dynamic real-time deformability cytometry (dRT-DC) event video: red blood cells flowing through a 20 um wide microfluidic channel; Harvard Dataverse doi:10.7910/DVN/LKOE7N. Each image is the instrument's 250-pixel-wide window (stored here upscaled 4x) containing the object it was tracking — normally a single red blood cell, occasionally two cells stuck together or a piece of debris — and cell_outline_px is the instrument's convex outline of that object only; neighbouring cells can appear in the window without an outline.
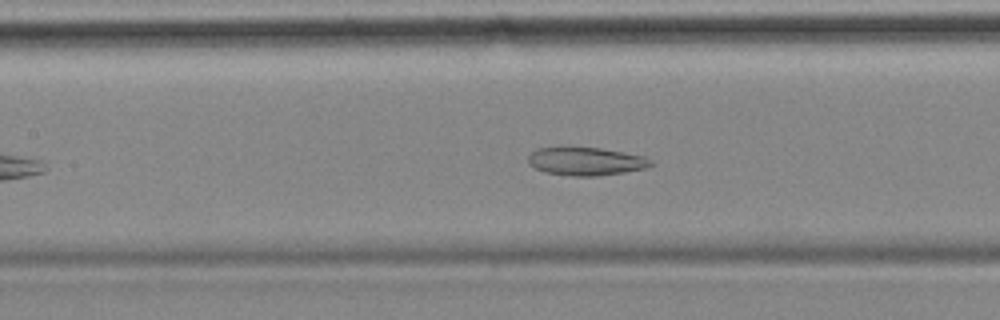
{"species": "common noctule bat (a hibernating species)", "species_latin": "Nyctalus noctula", "temperature_condition": "cold", "stored_images_in_passage": 40, "camera_frame_rate_fps": 3000, "um_per_image_px": 0.085, "animal": {"sex": "female", "body_mass_g": 18.4}, "frame": {"image": 1, "passage_image": 17, "time_ms": 5.333, "image_size_px": [1000, 320], "cell_outline_px": [[656, 164], [644, 168], [624, 172], [596, 176], [572, 176], [544, 172], [528, 164], [528, 156], [536, 148], [564, 144], [568, 144], [600, 148], [644, 156], [652, 160]], "centroid_in_image_um": [49.74, 13.66], "position_along_channel_um": 157.7, "area_um2": 20.92}}
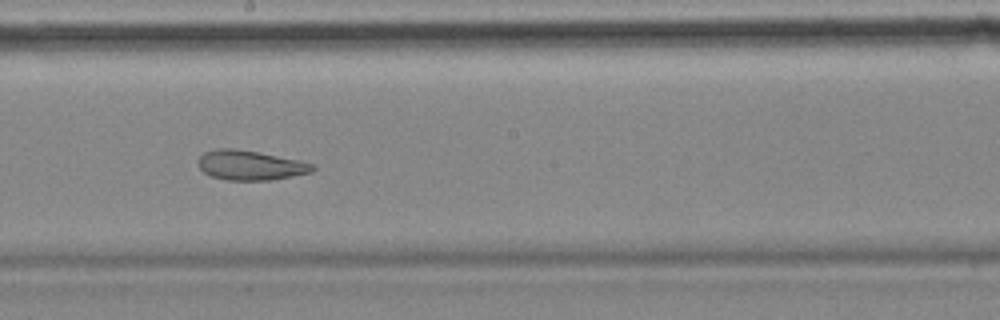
{"frame": {"image": 2, "passage_image": 23, "time_ms": 7.333, "image_size_px": [1000, 320], "cell_outline_px": [[316, 168], [312, 172], [272, 180], [228, 180], [212, 176], [204, 172], [200, 168], [196, 160], [204, 152], [216, 148], [236, 148], [260, 152], [300, 160], [312, 164]], "centroid_in_image_um": [21.26, 14.03], "position_along_channel_um": 226.9, "area_um2": 19.94}}
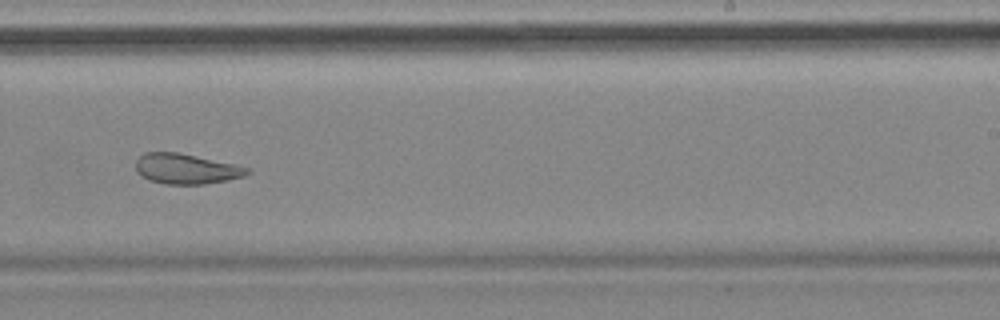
{"frame": {"image": 3, "passage_image": 27, "time_ms": 8.667, "image_size_px": [1000, 320], "cell_outline_px": [[252, 172], [244, 176], [228, 180], [204, 184], [164, 184], [148, 180], [136, 172], [136, 160], [144, 152], [176, 152], [236, 164], [248, 168]], "centroid_in_image_um": [15.82, 14.35], "position_along_channel_um": 273.2, "area_um2": 19.71}, "authors_computed_cell_mechanics": {"area_um2": 21.2126, "velocity_mm_per_s": 3.4901, "shape_relaxation_time_tau1_ms": null, "shape_relaxation_time_tau2_ms": 2.6774, "deformation_change_tau1": null, "deformation_change_tau2": 0.1046}}